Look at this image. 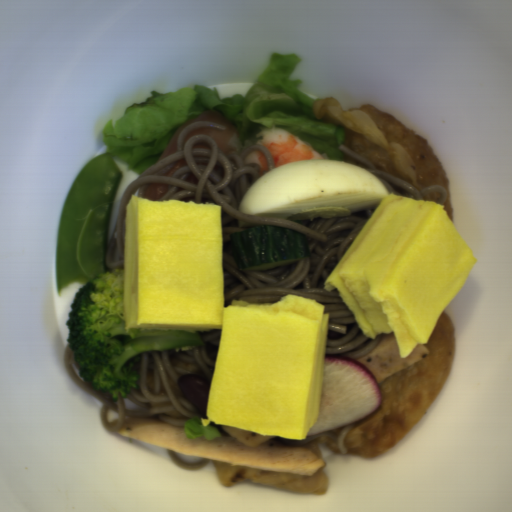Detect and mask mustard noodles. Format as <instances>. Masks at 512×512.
<instances>
[{
	"mask_svg": "<svg viewBox=\"0 0 512 512\" xmlns=\"http://www.w3.org/2000/svg\"><path fill=\"white\" fill-rule=\"evenodd\" d=\"M352 426L353 425H351V424L348 426H345L338 433H335L330 430V431L321 432V433H318L315 435L306 436L305 439L296 440V442H297V444L301 445V444H307L311 441L317 440L322 437H327V438H330V439L336 441L340 455H345L348 450L345 446L344 438Z\"/></svg>",
	"mask_w": 512,
	"mask_h": 512,
	"instance_id": "obj_4",
	"label": "mustard noodles"
},
{
	"mask_svg": "<svg viewBox=\"0 0 512 512\" xmlns=\"http://www.w3.org/2000/svg\"><path fill=\"white\" fill-rule=\"evenodd\" d=\"M338 150L347 154V158L345 162L354 164L356 166L362 167L373 176L378 178L381 183L388 190V194H395L406 198H411L415 200H423L424 196L430 192H437L439 198L436 203L443 204L446 201L447 194L440 184H434L424 189H417L376 167L371 162L363 158L361 155L356 153L355 151L348 149L343 146V144H338Z\"/></svg>",
	"mask_w": 512,
	"mask_h": 512,
	"instance_id": "obj_3",
	"label": "mustard noodles"
},
{
	"mask_svg": "<svg viewBox=\"0 0 512 512\" xmlns=\"http://www.w3.org/2000/svg\"><path fill=\"white\" fill-rule=\"evenodd\" d=\"M198 128L222 130L225 126L208 121L188 124L178 134L176 151L167 158L158 159L125 188L104 258L106 267L124 271L129 200L132 196L144 199L151 184L163 183L168 185V191L159 200L220 204L224 307L232 299L255 304L272 303L285 294L317 300L325 306L324 314L329 313L325 356L354 360L371 354L383 334L376 338L367 336L336 289L324 290L323 283L376 208L311 221H286L242 213L239 205L246 191L261 177L259 165L246 164L245 158L252 150L261 151L267 159L269 173L275 169L271 153L263 145H257V137H251L227 152L221 151L214 139L204 133L187 139ZM182 157L188 165L166 178L164 174ZM265 225L284 226L303 234L310 256L266 271H238L230 234Z\"/></svg>",
	"mask_w": 512,
	"mask_h": 512,
	"instance_id": "obj_1",
	"label": "mustard noodles"
},
{
	"mask_svg": "<svg viewBox=\"0 0 512 512\" xmlns=\"http://www.w3.org/2000/svg\"><path fill=\"white\" fill-rule=\"evenodd\" d=\"M167 455L172 463H174L177 467L182 469L183 471H197L200 469H204L206 465L209 463V460H200L194 464H189L182 462L176 455L175 450H166Z\"/></svg>",
	"mask_w": 512,
	"mask_h": 512,
	"instance_id": "obj_5",
	"label": "mustard noodles"
},
{
	"mask_svg": "<svg viewBox=\"0 0 512 512\" xmlns=\"http://www.w3.org/2000/svg\"><path fill=\"white\" fill-rule=\"evenodd\" d=\"M197 333L204 347L144 351L133 365L137 387H131L125 396L119 392L118 399L81 379L68 344L64 350L63 366L72 383L101 402L100 421L108 432L120 429L127 418L155 414L163 422L183 426L199 412L184 397L178 379L181 374H192L211 386L220 344L221 329Z\"/></svg>",
	"mask_w": 512,
	"mask_h": 512,
	"instance_id": "obj_2",
	"label": "mustard noodles"
}]
</instances>
